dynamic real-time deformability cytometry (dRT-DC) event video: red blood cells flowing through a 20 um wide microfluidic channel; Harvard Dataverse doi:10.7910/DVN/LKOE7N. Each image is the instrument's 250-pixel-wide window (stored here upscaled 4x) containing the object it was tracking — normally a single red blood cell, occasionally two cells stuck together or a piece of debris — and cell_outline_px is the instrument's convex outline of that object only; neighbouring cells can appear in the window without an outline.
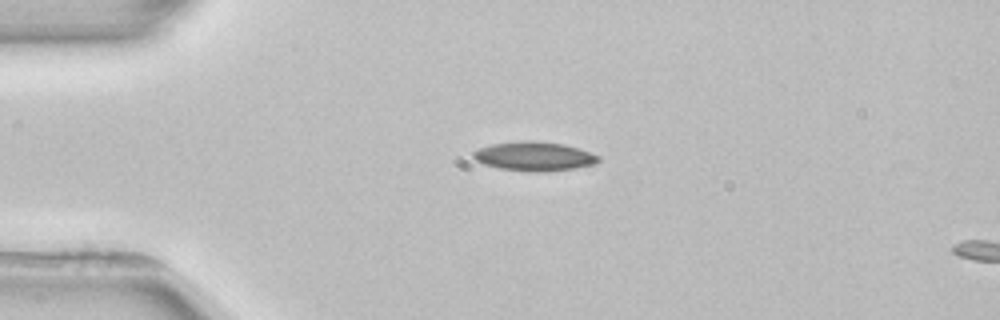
{"species": "common noctule bat (a hibernating species)", "species_latin": "Nyctalus noctula", "temperature_condition": "room temperature", "stored_images_in_passage": 2, "camera_frame_rate_fps": 3000, "um_per_image_px": 0.085, "animal": {"sex": "female", "body_mass_g": 22.7, "forearm_length_mm": 54.2}, "frame": {"image": 1, "passage_image": 1, "time_ms": 0.0, "image_size_px": [1000, 320], "cell_outline_px": [[600, 160], [596, 164], [576, 168], [536, 172], [532, 172], [500, 168], [484, 164], [476, 160], [472, 156], [472, 152], [480, 148], [492, 144], [528, 140], [564, 144], [600, 156]], "centroid_in_image_um": [45.41, 13.29], "position_along_channel_um": 39.6, "area_um2": 20.98}}